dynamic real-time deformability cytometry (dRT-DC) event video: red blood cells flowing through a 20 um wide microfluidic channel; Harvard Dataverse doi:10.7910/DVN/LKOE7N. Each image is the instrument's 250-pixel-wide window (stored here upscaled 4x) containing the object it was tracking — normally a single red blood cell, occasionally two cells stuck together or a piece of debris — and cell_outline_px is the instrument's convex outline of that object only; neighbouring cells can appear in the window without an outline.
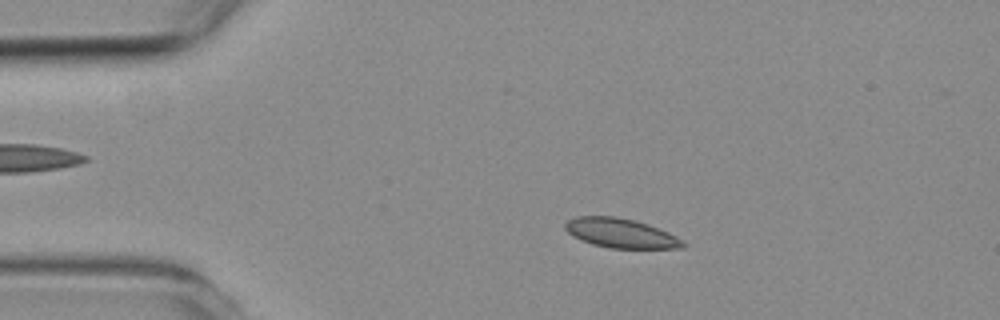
{"species": "common noctule bat (a hibernating species)", "species_latin": "Nyctalus noctula", "temperature_condition": "room temperature", "stored_images_in_passage": 5, "camera_frame_rate_fps": 3000, "um_per_image_px": 0.085, "animal": {"sex": "female", "body_mass_g": 19.3, "forearm_length_mm": 54.1}, "frame": {"image": 1, "passage_image": 2, "time_ms": 1.333, "image_size_px": [1000, 320], "cell_outline_px": [[688, 244], [684, 248], [608, 248], [592, 244], [572, 236], [564, 228], [564, 224], [568, 220], [576, 216], [616, 216], [636, 220], [648, 224], [668, 232], [684, 240]], "centroid_in_image_um": [52.78, 19.81], "position_along_channel_um": 32.2, "area_um2": 20.4}}
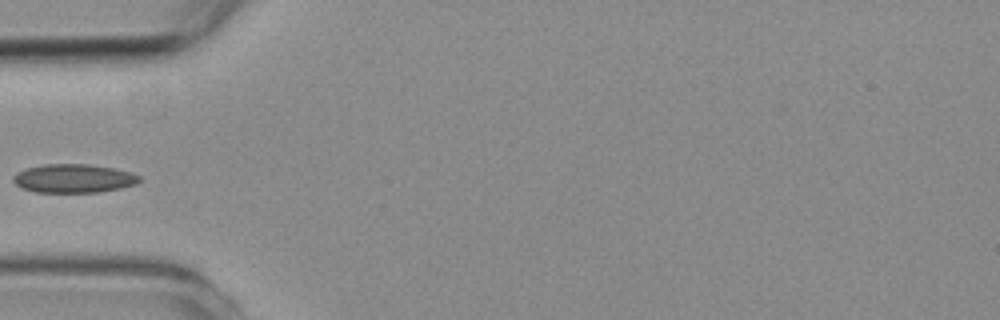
{"frame": {"image": 2, "passage_image": 4, "time_ms": 3.667, "image_size_px": [1000, 320], "cell_outline_px": [[140, 180], [136, 184], [120, 188], [100, 192], [36, 192], [24, 188], [16, 184], [12, 180], [12, 176], [28, 168], [44, 164], [88, 164], [112, 168], [128, 172], [140, 176]], "centroid_in_image_um": [6.26, 15.17], "position_along_channel_um": 78.7, "area_um2": 20.75}}
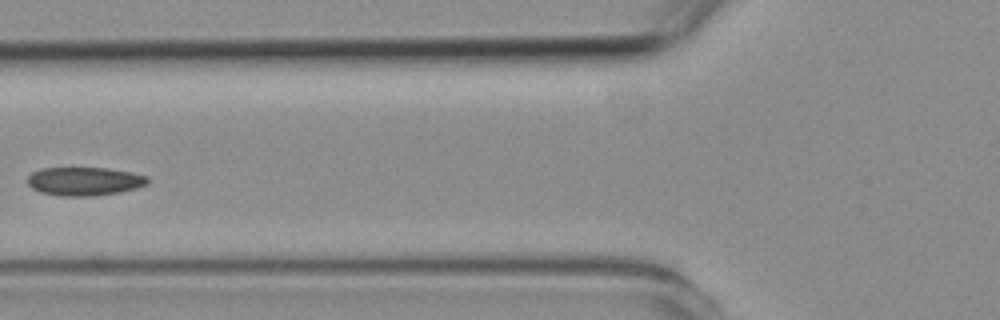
{"frame": {"image": 3, "passage_image": 5, "time_ms": 4.667, "image_size_px": [1000, 320], "cell_outline_px": [[148, 184], [136, 188], [120, 192], [92, 196], [60, 196], [40, 192], [32, 188], [28, 184], [28, 176], [32, 172], [40, 168], [108, 168], [132, 172], [148, 176]], "centroid_in_image_um": [7.18, 15.41], "position_along_channel_um": 118.6, "area_um2": 20.06}}